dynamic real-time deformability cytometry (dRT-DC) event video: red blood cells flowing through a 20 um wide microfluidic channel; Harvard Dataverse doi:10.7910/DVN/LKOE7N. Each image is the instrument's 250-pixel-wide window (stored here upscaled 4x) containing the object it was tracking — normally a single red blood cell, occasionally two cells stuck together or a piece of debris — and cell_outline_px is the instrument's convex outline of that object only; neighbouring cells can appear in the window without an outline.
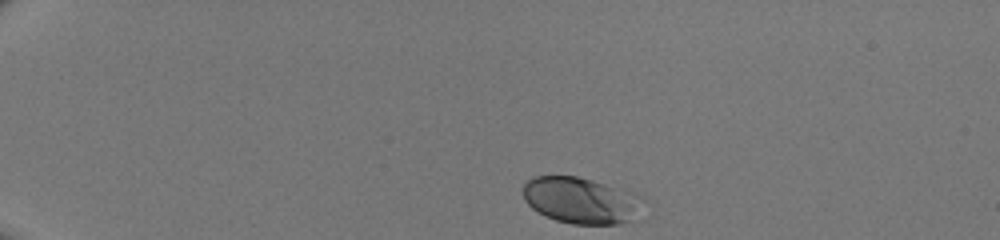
{"species": "human", "species_latin": "Homo sapiens", "temperature_condition": "room temperature", "stored_images_in_passage": 35, "camera_frame_rate_fps": 3000, "um_per_image_px": 0.085, "donor": {"sex": "male"}, "frame": {"image": 1, "passage_image": 1, "time_ms": 0.0, "image_size_px": [1000, 240], "cell_outline_px": [[644, 196], [632, 220], [616, 224], [572, 224], [556, 220], [532, 208], [524, 200], [524, 184], [532, 176], [576, 176], [592, 180]], "centroid_in_image_um": [49.35, 17.02], "position_along_channel_um": 35.7, "area_um2": 31.91}}
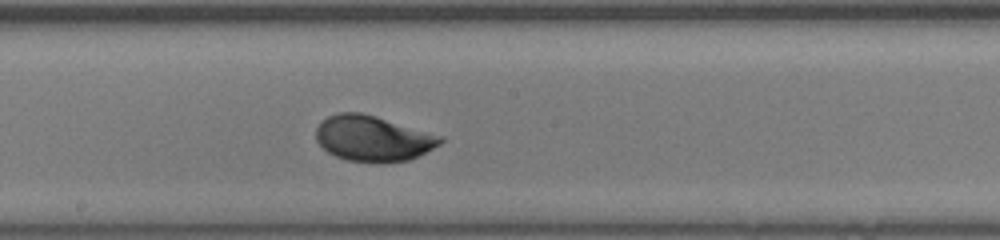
{"frame": {"image": 2, "passage_image": 20, "time_ms": 6.333, "image_size_px": [1000, 240], "cell_outline_px": [[444, 140], [440, 144], [408, 160], [380, 164], [348, 160], [336, 156], [328, 152], [316, 140], [316, 128], [320, 120], [336, 112], [360, 112], [376, 116], [444, 136]], "centroid_in_image_um": [31.68, 11.76], "position_along_channel_um": 216.5, "area_um2": 33.23}}
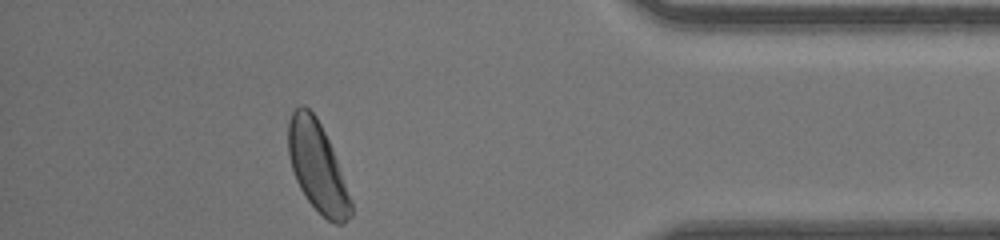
{"frame": {"image": 3, "passage_image": 35, "time_ms": 11.333, "image_size_px": [1000, 240], "cell_outline_px": [[352, 216], [344, 224], [336, 224], [328, 220], [308, 200], [300, 188], [296, 180], [292, 168], [288, 152], [288, 120], [292, 112], [300, 104], [304, 104], [316, 116], [332, 148], [352, 200]], "centroid_in_image_um": [26.98, 14.18], "position_along_channel_um": 408.2, "area_um2": 32.48}}